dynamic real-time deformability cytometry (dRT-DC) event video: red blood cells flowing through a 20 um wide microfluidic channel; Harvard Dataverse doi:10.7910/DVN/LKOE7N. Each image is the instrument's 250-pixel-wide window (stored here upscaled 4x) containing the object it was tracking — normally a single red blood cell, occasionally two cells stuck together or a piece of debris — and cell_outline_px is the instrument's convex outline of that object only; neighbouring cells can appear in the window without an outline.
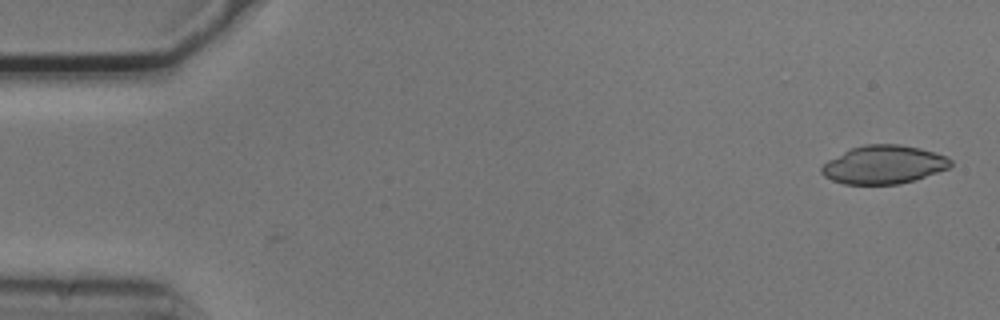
{"species": "common noctule bat (a hibernating species)", "species_latin": "Nyctalus noctula", "temperature_condition": "cold", "stored_images_in_passage": 53, "camera_frame_rate_fps": 3000, "um_per_image_px": 0.085, "animal": {"sex": "male", "body_mass_g": 20.5, "forearm_length_mm": 52.5}, "frame": {"image": 1, "passage_image": 2, "time_ms": 0.333, "image_size_px": [1000, 320], "cell_outline_px": [[952, 164], [948, 168], [916, 180], [900, 184], [844, 184], [832, 180], [824, 176], [820, 172], [820, 168], [828, 160], [852, 148], [864, 144], [900, 144], [920, 148], [948, 156], [952, 160]], "centroid_in_image_um": [75.14, 14.0], "position_along_channel_um": 9.9, "area_um2": 28.9}}